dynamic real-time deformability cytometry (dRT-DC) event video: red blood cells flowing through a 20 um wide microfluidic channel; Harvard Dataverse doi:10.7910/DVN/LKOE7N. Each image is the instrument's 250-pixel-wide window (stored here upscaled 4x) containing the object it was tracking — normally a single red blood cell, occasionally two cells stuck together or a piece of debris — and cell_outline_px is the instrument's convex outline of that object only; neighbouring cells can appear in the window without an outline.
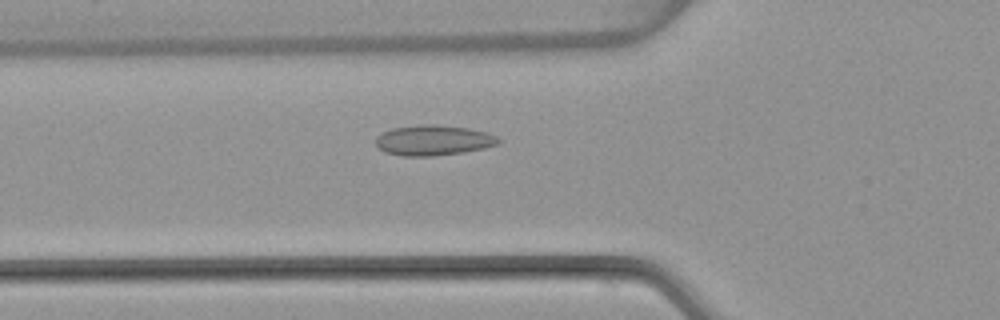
{"species": "common noctule bat (a hibernating species)", "species_latin": "Nyctalus noctula", "temperature_condition": "warm", "stored_images_in_passage": 49, "camera_frame_rate_fps": 3000, "um_per_image_px": 0.085, "animal": {"sex": "female", "body_mass_g": 22.7, "forearm_length_mm": 54.2}, "frame": {"image": 1, "passage_image": 17, "time_ms": 5.333, "image_size_px": [1000, 320], "cell_outline_px": [[500, 144], [484, 148], [464, 152], [432, 156], [404, 156], [384, 152], [376, 144], [376, 136], [392, 128], [420, 124], [436, 124], [468, 128], [488, 132], [496, 136], [500, 140]], "centroid_in_image_um": [36.86, 11.92], "position_along_channel_um": 88.9, "area_um2": 21.79}}
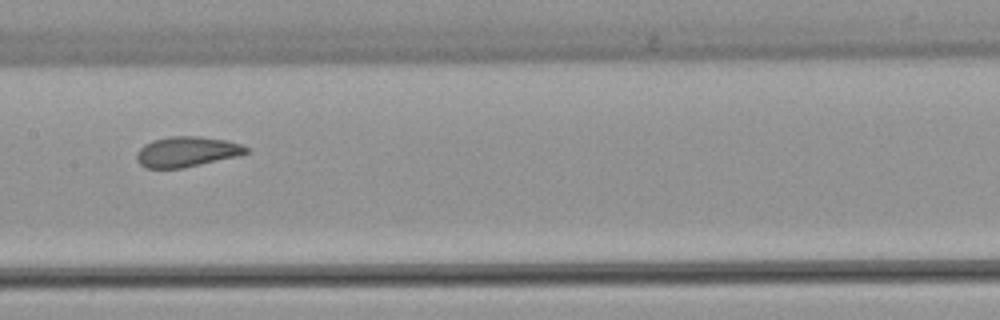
{"frame": {"image": 2, "passage_image": 25, "time_ms": 8.0, "image_size_px": [1000, 320], "cell_outline_px": [[248, 152], [240, 156], [184, 168], [144, 168], [136, 160], [136, 152], [144, 144], [152, 140], [168, 136], [196, 136], [228, 140], [240, 144], [248, 148]], "centroid_in_image_um": [15.86, 12.9], "position_along_channel_um": 191.5, "area_um2": 19.59}}
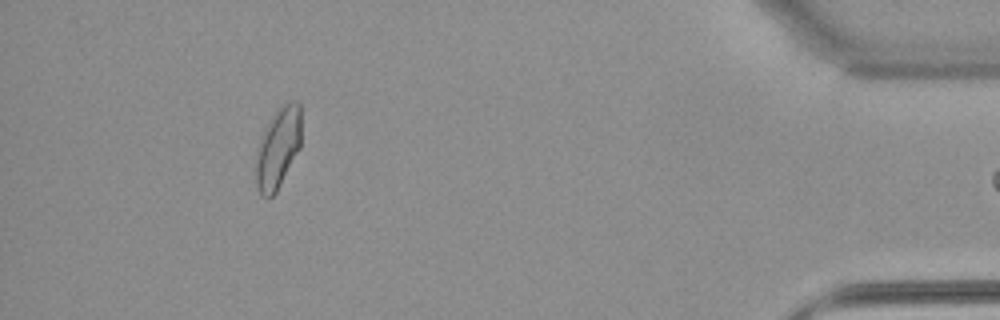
{"frame": {"image": 3, "passage_image": 47, "time_ms": 15.333, "image_size_px": [1000, 320], "cell_outline_px": [[300, 148], [276, 192], [268, 200], [260, 196], [256, 184], [256, 160], [260, 136], [264, 128], [276, 112], [284, 104], [292, 100], [300, 100]], "centroid_in_image_um": [23.62, 12.61], "position_along_channel_um": 411.6, "area_um2": 21.33}, "authors_computed_cell_mechanics": {"area_um2": 20.3456, "velocity_mm_per_s": 3.8283, "shape_relaxation_time_tau1_ms": null, "shape_relaxation_time_tau2_ms": 1.0593, "deformation_change_tau1": null, "deformation_change_tau2": 0.0686}}